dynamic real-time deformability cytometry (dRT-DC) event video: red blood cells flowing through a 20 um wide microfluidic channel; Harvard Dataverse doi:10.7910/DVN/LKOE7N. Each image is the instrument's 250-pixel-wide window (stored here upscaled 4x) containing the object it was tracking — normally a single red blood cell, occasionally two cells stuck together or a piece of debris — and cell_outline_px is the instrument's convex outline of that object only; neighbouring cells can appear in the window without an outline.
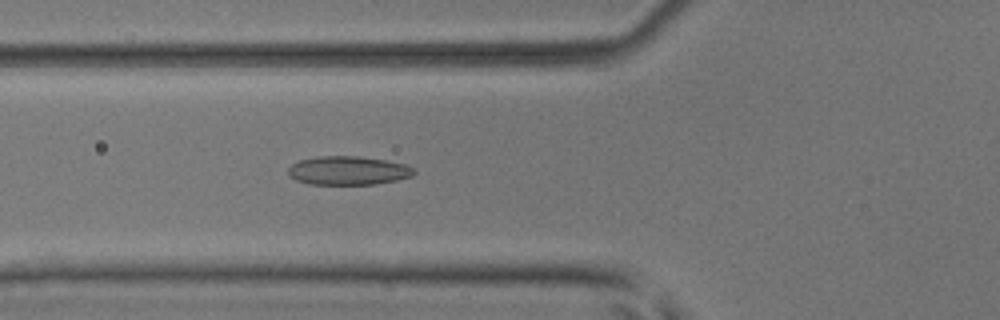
{"species": "common noctule bat (a hibernating species)", "species_latin": "Nyctalus noctula", "temperature_condition": "room temperature", "stored_images_in_passage": 54, "camera_frame_rate_fps": 3000, "um_per_image_px": 0.085, "animal": {"sex": "male", "body_mass_g": 17.9, "forearm_length_mm": 54.2}, "frame": {"image": 1, "passage_image": 21, "time_ms": 6.667, "image_size_px": [1000, 320], "cell_outline_px": [[416, 172], [412, 176], [396, 180], [372, 184], [308, 184], [296, 180], [288, 176], [288, 168], [292, 164], [300, 160], [320, 156], [360, 156], [384, 160], [404, 164], [412, 168]], "centroid_in_image_um": [29.55, 14.5], "position_along_channel_um": 96.2, "area_um2": 20.92}}
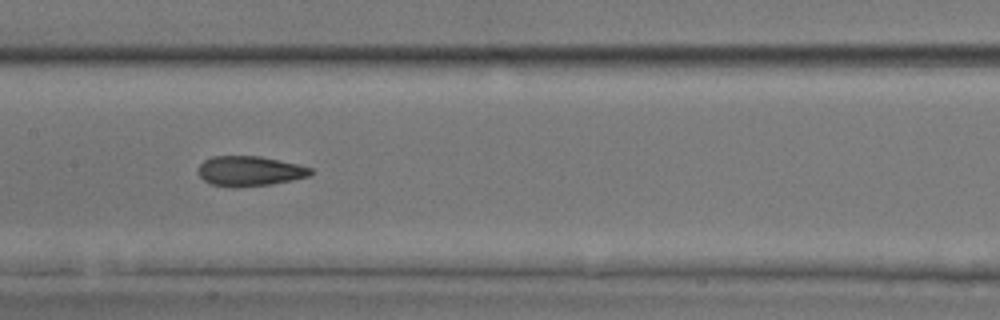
{"frame": {"image": 2, "passage_image": 28, "time_ms": 9.0, "image_size_px": [1000, 320], "cell_outline_px": [[312, 172], [308, 176], [292, 180], [272, 184], [236, 188], [232, 188], [212, 184], [204, 180], [200, 176], [200, 164], [204, 160], [212, 156], [260, 156], [280, 160], [312, 168]], "centroid_in_image_um": [21.22, 14.55], "position_along_channel_um": 186.2, "area_um2": 19.59}}
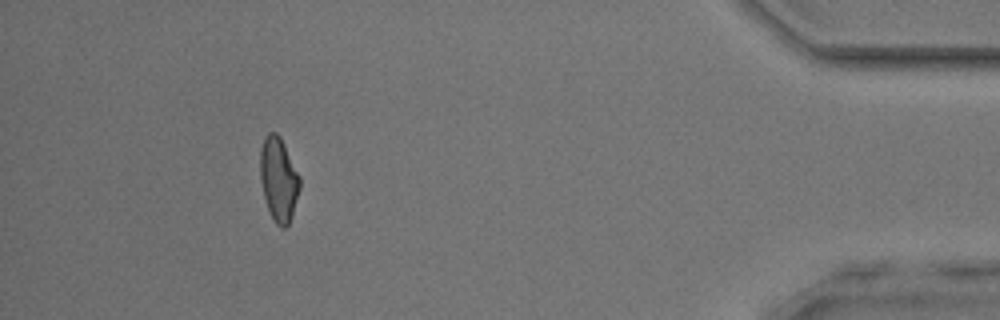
{"frame": {"image": 3, "passage_image": 50, "time_ms": 16.333, "image_size_px": [1000, 320], "cell_outline_px": [[300, 188], [288, 224], [284, 228], [280, 228], [276, 224], [268, 208], [264, 196], [260, 180], [260, 148], [264, 136], [268, 132], [276, 132], [280, 136], [300, 176]], "centroid_in_image_um": [23.67, 15.19], "position_along_channel_um": 411.5, "area_um2": 19.25}, "authors_computed_cell_mechanics": {"area_um2": 19.9988, "velocity_mm_per_s": 3.8513, "shape_relaxation_time_tau1_ms": 10.214, "shape_relaxation_time_tau2_ms": 2.3783, "deformation_change_tau1": 0.2236, "deformation_change_tau2": 0.0856}}